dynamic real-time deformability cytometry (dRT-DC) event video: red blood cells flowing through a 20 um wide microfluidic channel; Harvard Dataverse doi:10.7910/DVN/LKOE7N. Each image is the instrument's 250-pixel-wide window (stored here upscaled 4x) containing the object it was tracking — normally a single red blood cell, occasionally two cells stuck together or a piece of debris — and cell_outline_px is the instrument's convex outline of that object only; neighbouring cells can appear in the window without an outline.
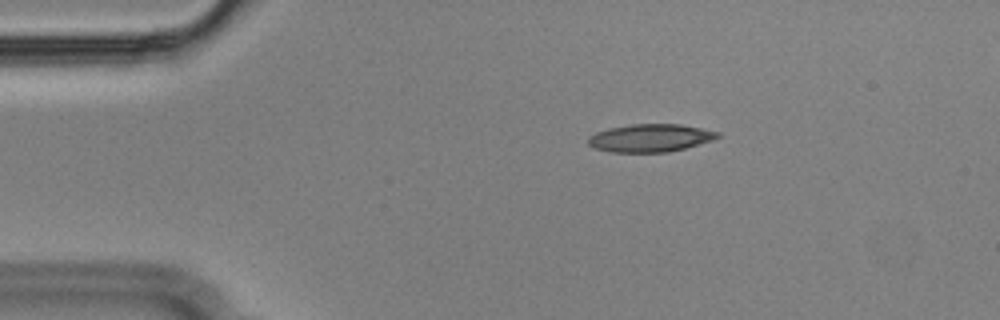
{"species": "Egyptian fruit bat (a non-hibernating species)", "species_latin": "Rousettus aegyptiacus", "temperature_condition": "cold", "stored_images_in_passage": 47, "segment_of_instrument_passage": [1, 2], "camera_frame_rate_fps": 3000, "um_per_image_px": 0.085, "animal": {"sex": "male"}, "frame": {"image": 1, "passage_image": 2, "time_ms": 0.333, "image_size_px": [1000, 320], "cell_outline_px": [[720, 136], [712, 140], [684, 148], [668, 152], [608, 152], [592, 148], [588, 144], [588, 136], [596, 132], [608, 128], [632, 124], [680, 124], [720, 132]], "centroid_in_image_um": [55.22, 11.73], "position_along_channel_um": 29.8, "area_um2": 21.04}}
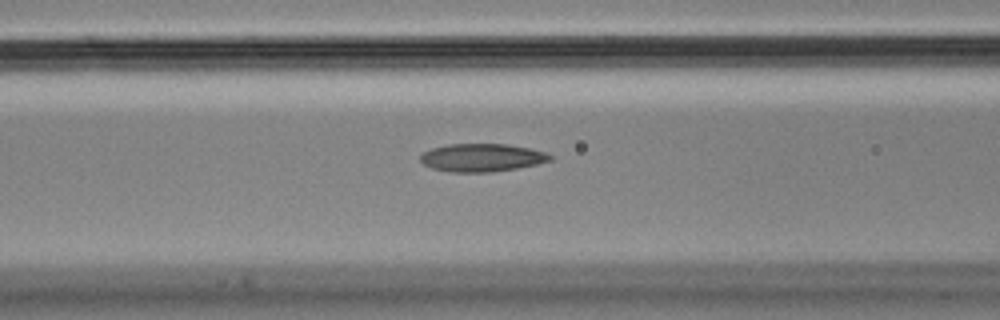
{"frame": {"image": 2, "passage_image": 14, "time_ms": 4.333, "image_size_px": [1000, 320], "cell_outline_px": [[552, 160], [536, 164], [516, 168], [492, 172], [452, 172], [432, 168], [424, 164], [420, 160], [420, 156], [424, 152], [432, 148], [448, 144], [508, 144], [528, 148], [544, 152], [552, 156]], "centroid_in_image_um": [40.95, 13.4], "position_along_channel_um": 125.7, "area_um2": 20.98}}
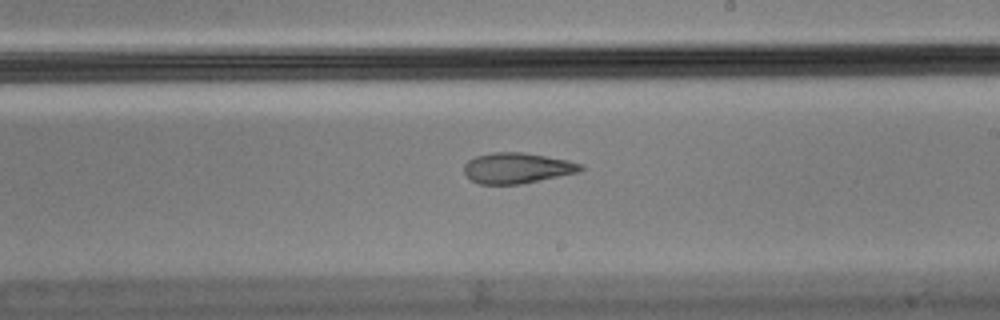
{"frame": {"image": 3, "passage_image": 24, "time_ms": 7.667, "image_size_px": [1000, 320], "cell_outline_px": [[584, 168], [580, 172], [520, 184], [480, 184], [472, 180], [464, 172], [464, 164], [468, 160], [476, 156], [492, 152], [524, 152], [568, 160], [584, 164]], "centroid_in_image_um": [43.98, 14.27], "position_along_channel_um": 245.0, "area_um2": 20.87}}